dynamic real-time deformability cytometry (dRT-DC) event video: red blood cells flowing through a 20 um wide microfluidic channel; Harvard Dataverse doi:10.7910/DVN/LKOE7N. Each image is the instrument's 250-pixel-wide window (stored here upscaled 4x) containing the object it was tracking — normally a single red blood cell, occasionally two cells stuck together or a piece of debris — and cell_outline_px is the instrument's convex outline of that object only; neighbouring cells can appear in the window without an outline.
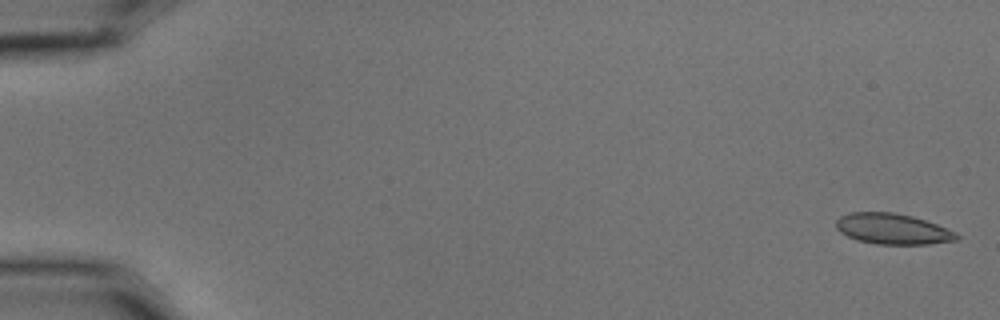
{"species": "common noctule bat (a hibernating species)", "species_latin": "Nyctalus noctula", "temperature_condition": "cold", "stored_images_in_passage": 10, "camera_frame_rate_fps": 3000, "um_per_image_px": 0.085, "animal": {"sex": "male", "body_mass_g": 15.6}, "frame": {"image": 1, "passage_image": 1, "time_ms": 0.0, "image_size_px": [1000, 320], "cell_outline_px": [[960, 236], [956, 240], [928, 244], [876, 244], [856, 240], [840, 232], [836, 228], [836, 220], [840, 216], [848, 212], [896, 212], [912, 216], [936, 224], [956, 232]], "centroid_in_image_um": [75.85, 19.45], "position_along_channel_um": 9.2, "area_um2": 21.62}}
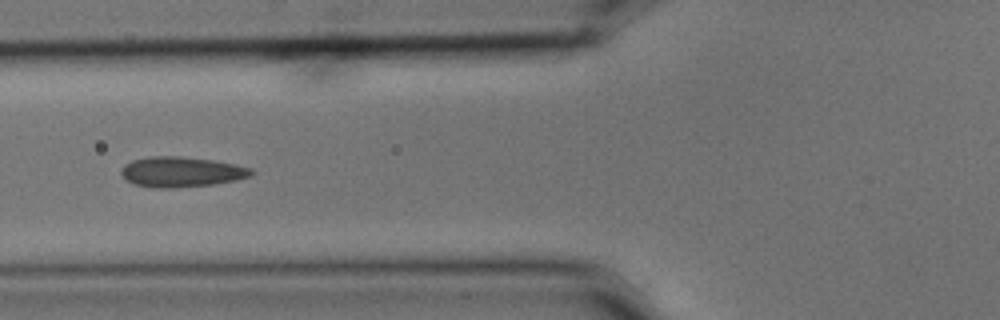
{"frame": {"image": 2, "passage_image": 7, "time_ms": 2.0, "image_size_px": [1000, 320], "cell_outline_px": [[256, 172], [252, 176], [236, 180], [212, 184], [172, 188], [152, 188], [132, 184], [120, 172], [124, 164], [132, 160], [152, 156], [180, 156], [212, 160], [236, 164], [252, 168]], "centroid_in_image_um": [15.44, 14.61], "position_along_channel_um": 110.4, "area_um2": 23.06}}
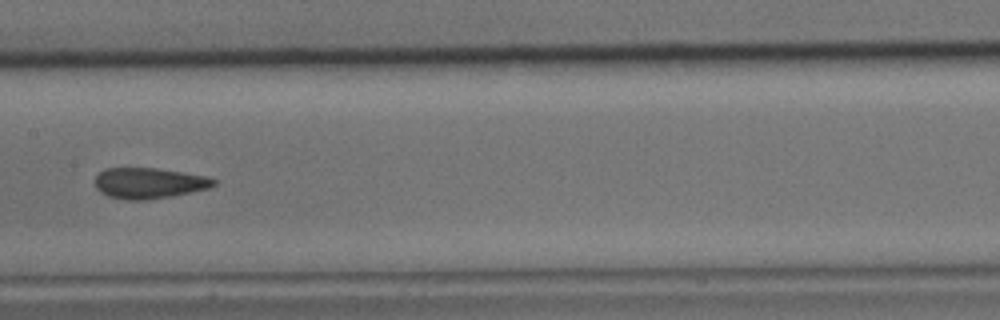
{"frame": {"image": 3, "passage_image": 9, "time_ms": 2.667, "image_size_px": [1000, 320], "cell_outline_px": [[216, 184], [208, 188], [172, 196], [144, 200], [124, 200], [108, 196], [100, 192], [96, 188], [96, 176], [104, 168], [156, 168], [208, 176], [216, 180]], "centroid_in_image_um": [12.65, 15.56], "position_along_channel_um": 194.7, "area_um2": 21.27}}